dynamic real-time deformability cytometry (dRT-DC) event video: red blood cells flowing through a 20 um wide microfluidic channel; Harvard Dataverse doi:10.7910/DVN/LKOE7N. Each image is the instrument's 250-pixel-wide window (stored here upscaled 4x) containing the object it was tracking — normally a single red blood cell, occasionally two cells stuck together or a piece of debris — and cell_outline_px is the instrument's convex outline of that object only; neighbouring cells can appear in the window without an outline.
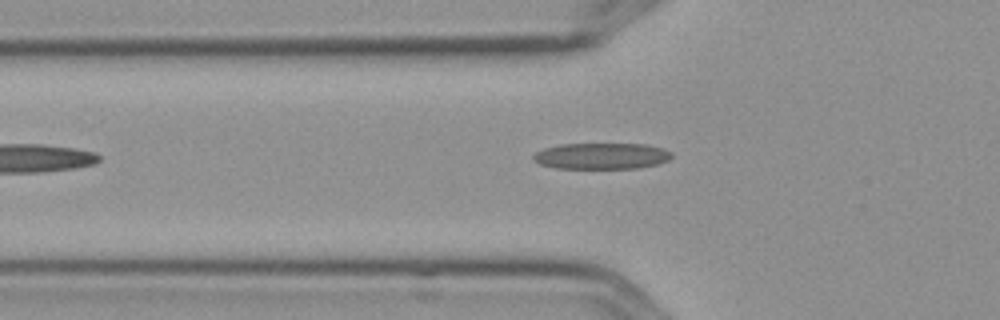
{"species": "Egyptian fruit bat (a non-hibernating species)", "species_latin": "Rousettus aegyptiacus", "temperature_condition": "cold", "stored_images_in_passage": 3, "camera_frame_rate_fps": 3000, "um_per_image_px": 0.085, "frame": {"image": 1, "passage_image": 3, "time_ms": 0.667, "image_size_px": [1000, 320], "cell_outline_px": [[672, 156], [668, 160], [656, 164], [640, 168], [556, 168], [540, 164], [532, 160], [532, 156], [536, 152], [544, 148], [560, 144], [644, 144], [664, 148], [672, 152]], "centroid_in_image_um": [51.12, 13.26], "position_along_channel_um": 74.7, "area_um2": 21.15}}